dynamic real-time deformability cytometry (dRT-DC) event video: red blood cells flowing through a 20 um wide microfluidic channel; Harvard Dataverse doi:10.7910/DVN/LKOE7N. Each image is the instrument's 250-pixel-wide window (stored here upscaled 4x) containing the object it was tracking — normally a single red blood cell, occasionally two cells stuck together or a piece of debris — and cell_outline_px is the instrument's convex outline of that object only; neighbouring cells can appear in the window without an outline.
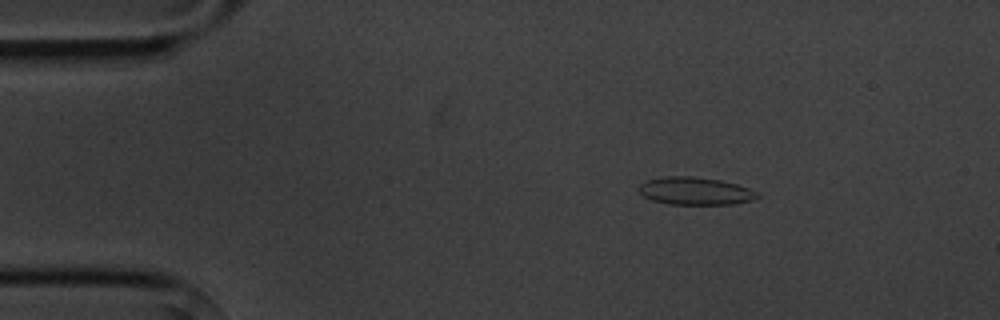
{"species": "common noctule bat (a hibernating species)", "species_latin": "Nyctalus noctula", "temperature_condition": "cold", "stored_images_in_passage": 5, "camera_frame_rate_fps": 3000, "um_per_image_px": 0.085, "animal": {"sex": "male", "body_mass_g": 20.1, "forearm_length_mm": 53.5}, "frame": {"image": 1, "passage_image": 3, "time_ms": 2.333, "image_size_px": [1000, 320], "cell_outline_px": [[760, 196], [756, 200], [732, 204], [668, 204], [652, 200], [644, 196], [640, 192], [640, 184], [648, 180], [664, 176], [692, 176], [720, 180], [736, 184], [760, 192]], "centroid_in_image_um": [59.15, 16.24], "position_along_channel_um": 25.8, "area_um2": 19.13}}
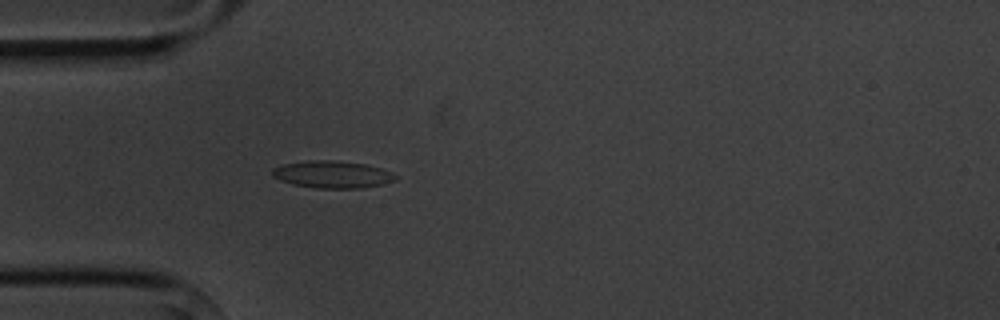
{"frame": {"image": 2, "passage_image": 5, "time_ms": 4.667, "image_size_px": [1000, 320], "cell_outline_px": [[400, 176], [396, 180], [380, 184], [360, 188], [316, 188], [292, 184], [280, 180], [272, 176], [272, 168], [284, 164], [308, 160], [332, 160], [364, 164], [380, 168], [392, 172]], "centroid_in_image_um": [28.25, 14.82], "position_along_channel_um": 56.8, "area_um2": 19.48}}